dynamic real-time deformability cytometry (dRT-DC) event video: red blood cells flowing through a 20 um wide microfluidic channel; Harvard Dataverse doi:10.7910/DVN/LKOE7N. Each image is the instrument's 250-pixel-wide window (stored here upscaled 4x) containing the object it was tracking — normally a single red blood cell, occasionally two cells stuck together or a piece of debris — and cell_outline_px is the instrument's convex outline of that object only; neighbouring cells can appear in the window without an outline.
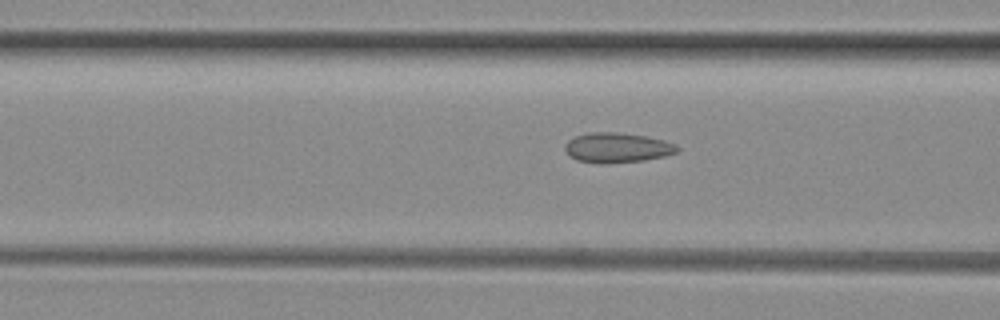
{"species": "common noctule bat (a hibernating species)", "species_latin": "Nyctalus noctula", "temperature_condition": "room temperature", "stored_images_in_passage": 49, "camera_frame_rate_fps": 3000, "um_per_image_px": 0.085, "animal": {"sex": "female", "body_mass_g": 29.2, "forearm_length_mm": 56.3}, "frame": {"image": 1, "passage_image": 19, "time_ms": 6.0, "image_size_px": [1000, 320], "cell_outline_px": [[680, 148], [676, 152], [664, 156], [644, 160], [608, 164], [604, 164], [576, 160], [564, 148], [564, 144], [568, 140], [576, 136], [588, 132], [616, 132], [644, 136], [664, 140], [676, 144]], "centroid_in_image_um": [52.46, 12.55], "position_along_channel_um": 114.1, "area_um2": 19.54}}
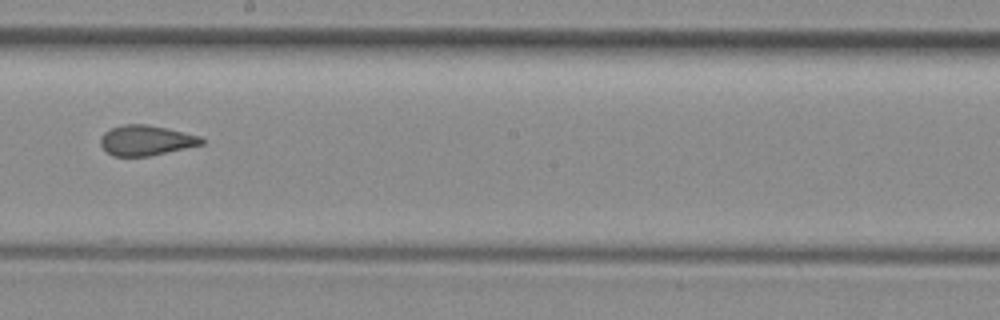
{"frame": {"image": 2, "passage_image": 28, "time_ms": 9.0, "image_size_px": [1000, 320], "cell_outline_px": [[204, 144], [148, 156], [112, 156], [100, 144], [100, 136], [104, 132], [112, 128], [124, 124], [144, 124], [168, 128], [200, 136], [204, 140]], "centroid_in_image_um": [12.41, 11.92], "position_along_channel_um": 235.8, "area_um2": 17.69}}
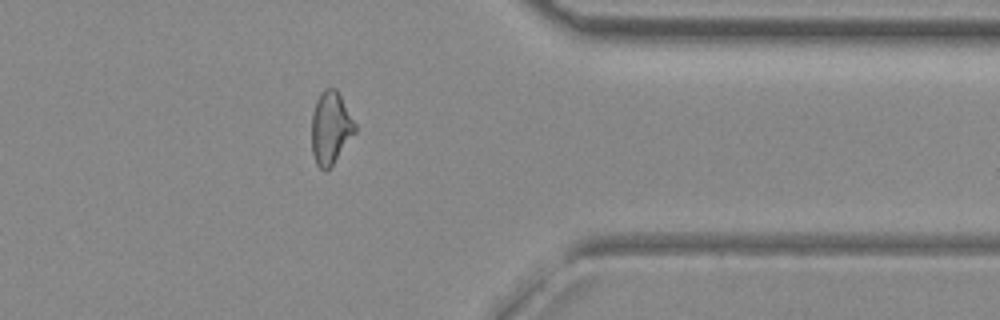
{"frame": {"image": 3, "passage_image": 40, "time_ms": 13.0, "image_size_px": [1000, 320], "cell_outline_px": [[356, 132], [332, 164], [324, 172], [316, 164], [312, 152], [312, 112], [316, 100], [320, 92], [324, 88], [336, 88], [356, 124]], "centroid_in_image_um": [28.09, 10.85], "position_along_channel_um": 383.3, "area_um2": 18.26}, "authors_computed_cell_mechanics": {"area_um2": 18.785, "velocity_mm_per_s": 4.0655, "shape_relaxation_time_tau1_ms": null, "shape_relaxation_time_tau2_ms": 1.2759, "deformation_change_tau1": null, "deformation_change_tau2": 0.0848}}